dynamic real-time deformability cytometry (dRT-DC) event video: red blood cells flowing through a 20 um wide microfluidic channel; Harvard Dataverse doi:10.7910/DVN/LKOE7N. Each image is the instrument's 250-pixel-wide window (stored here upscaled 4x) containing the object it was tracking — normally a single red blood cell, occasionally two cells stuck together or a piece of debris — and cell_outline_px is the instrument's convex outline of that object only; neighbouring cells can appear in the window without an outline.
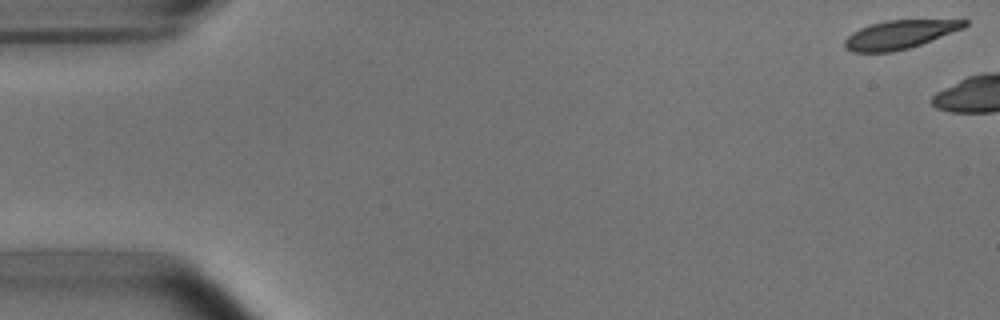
{"species": "common noctule bat (a hibernating species)", "species_latin": "Nyctalus noctula", "temperature_condition": "room temperature", "stored_images_in_passage": 8, "camera_frame_rate_fps": 3000, "um_per_image_px": 0.085, "animal": {"sex": "male", "body_mass_g": 15.6}, "frame": {"image": 1, "passage_image": 1, "time_ms": 0.0, "image_size_px": [1000, 320], "cell_outline_px": [[968, 24], [964, 28], [920, 44], [908, 48], [892, 52], [852, 52], [844, 48], [844, 40], [852, 32], [860, 28], [884, 20], [968, 20]], "centroid_in_image_um": [76.43, 2.94], "position_along_channel_um": 8.6, "area_um2": 19.77}}